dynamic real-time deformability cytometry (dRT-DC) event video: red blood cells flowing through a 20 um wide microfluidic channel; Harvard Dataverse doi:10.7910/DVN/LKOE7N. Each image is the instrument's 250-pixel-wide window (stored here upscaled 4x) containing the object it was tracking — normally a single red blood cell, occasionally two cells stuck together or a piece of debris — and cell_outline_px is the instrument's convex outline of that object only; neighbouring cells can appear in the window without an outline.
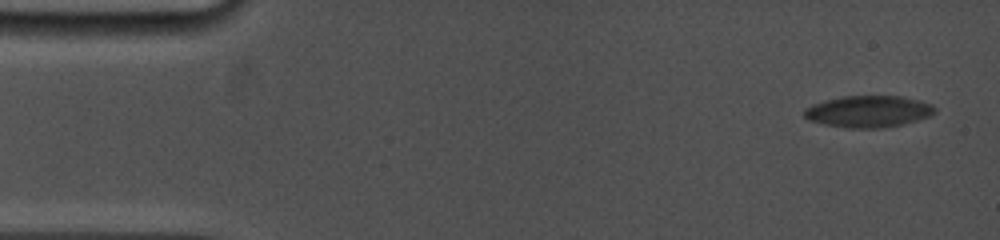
{"species": "common noctule bat (a hibernating species)", "species_latin": "Nyctalus noctula", "temperature_condition": "cold", "stored_images_in_passage": 10, "camera_frame_rate_fps": 5000, "um_per_image_px": 0.085, "animal": {"sex": "female", "body_mass_g": 19.0, "forearm_length_mm": 53.3}, "frame": {"image": 1, "passage_image": 1, "time_ms": 0.0, "image_size_px": [1000, 240], "cell_outline_px": [[936, 112], [928, 116], [904, 124], [880, 128], [848, 128], [808, 120], [804, 116], [804, 108], [812, 104], [824, 100], [844, 96], [900, 96], [920, 100], [932, 104], [936, 108]], "centroid_in_image_um": [73.82, 9.46], "position_along_channel_um": 11.2, "area_um2": 24.04}}
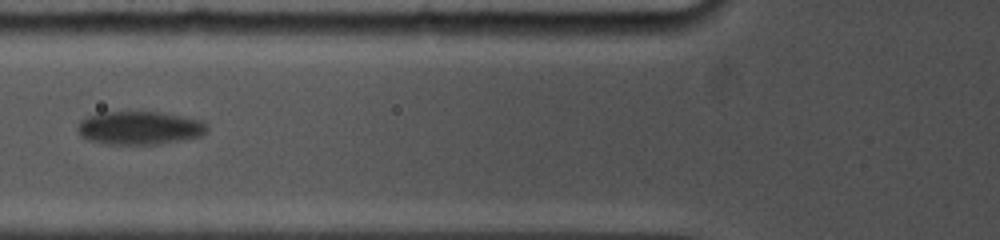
{"frame": {"image": 2, "passage_image": 7, "time_ms": 6.2, "image_size_px": [1000, 240], "cell_outline_px": [[208, 132], [200, 136], [160, 144], [108, 144], [88, 140], [80, 136], [80, 120], [88, 116], [100, 112], [156, 112], [180, 116], [200, 120], [208, 124]], "centroid_in_image_um": [11.88, 10.88], "position_along_channel_um": 113.9, "area_um2": 24.91}}
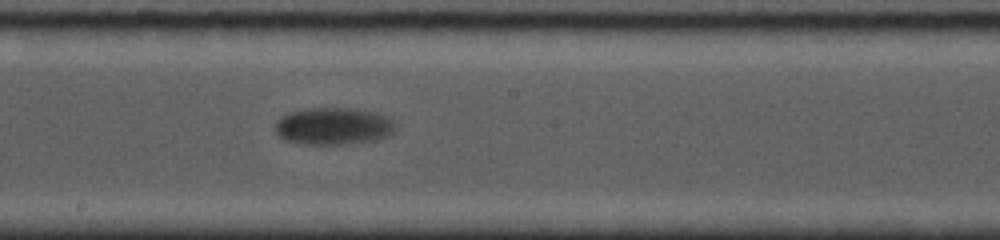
{"frame": {"image": 3, "passage_image": 10, "time_ms": 9.2, "image_size_px": [1000, 240], "cell_outline_px": [[396, 128], [388, 136], [372, 140], [348, 144], [304, 144], [284, 140], [276, 132], [276, 120], [288, 112], [308, 108], [356, 108], [376, 112], [392, 120], [396, 124]], "centroid_in_image_um": [28.33, 10.71], "position_along_channel_um": 219.9, "area_um2": 26.13}}